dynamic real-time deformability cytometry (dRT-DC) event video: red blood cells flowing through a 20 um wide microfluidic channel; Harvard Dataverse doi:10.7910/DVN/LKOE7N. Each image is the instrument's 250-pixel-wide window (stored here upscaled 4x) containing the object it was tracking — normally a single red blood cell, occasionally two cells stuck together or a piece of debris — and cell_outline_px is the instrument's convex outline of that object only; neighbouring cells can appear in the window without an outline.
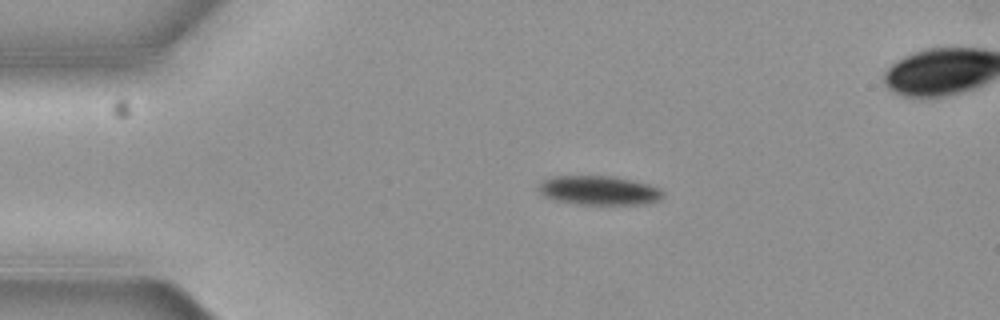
{"species": "common noctule bat (a hibernating species)", "species_latin": "Nyctalus noctula", "temperature_condition": "cold", "stored_images_in_passage": 4, "camera_frame_rate_fps": 3000, "um_per_image_px": 0.085, "animal": {"sex": "female", "body_mass_g": 19.3, "forearm_length_mm": 54.1}, "frame": {"image": 1, "passage_image": 1, "time_ms": 0.0, "image_size_px": [1000, 320], "cell_outline_px": [[664, 196], [660, 200], [640, 204], [580, 204], [552, 200], [544, 196], [536, 188], [540, 180], [552, 176], [616, 176], [648, 184], [660, 188], [664, 192]], "centroid_in_image_um": [50.87, 16.17], "position_along_channel_um": 34.1, "area_um2": 21.39}}
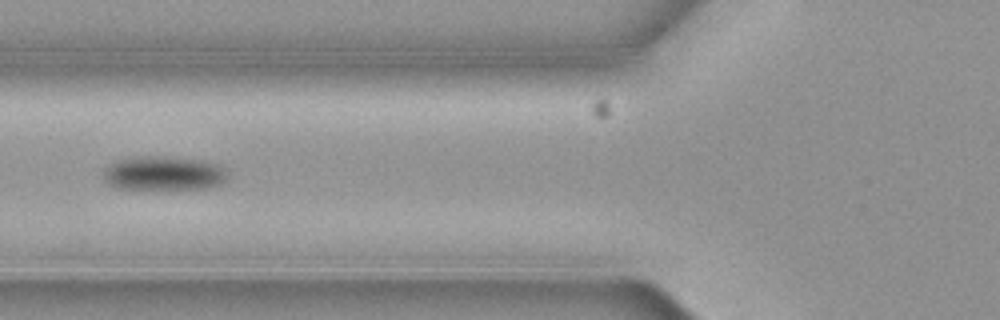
{"frame": {"image": 2, "passage_image": 4, "time_ms": 1.0, "image_size_px": [1000, 320], "cell_outline_px": [[228, 180], [220, 184], [208, 188], [116, 188], [108, 184], [104, 180], [104, 172], [112, 164], [120, 160], [140, 156], [164, 156], [204, 160], [220, 164], [228, 172]], "centroid_in_image_um": [14.01, 14.72], "position_along_channel_um": 111.8, "area_um2": 24.57}}